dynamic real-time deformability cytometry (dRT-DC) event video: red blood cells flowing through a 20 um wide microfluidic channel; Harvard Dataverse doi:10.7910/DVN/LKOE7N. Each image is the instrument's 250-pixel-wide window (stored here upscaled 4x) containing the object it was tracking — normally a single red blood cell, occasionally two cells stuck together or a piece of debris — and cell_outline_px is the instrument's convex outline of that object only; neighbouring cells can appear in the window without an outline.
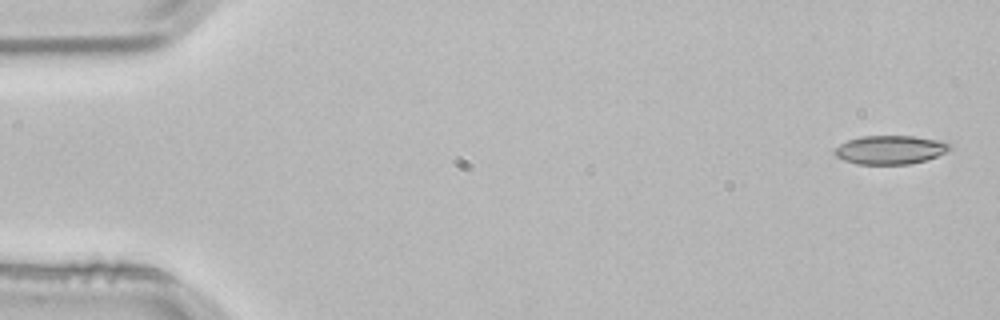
{"species": "common noctule bat (a hibernating species)", "species_latin": "Nyctalus noctula", "temperature_condition": "room temperature", "stored_images_in_passage": 5, "camera_frame_rate_fps": 3000, "um_per_image_px": 0.085, "animal": {"sex": "male", "body_mass_g": 21.5, "forearm_length_mm": 52.0}, "frame": {"image": 1, "passage_image": 1, "time_ms": 0.0, "image_size_px": [1000, 320], "cell_outline_px": [[952, 148], [936, 156], [924, 160], [908, 164], [856, 164], [844, 160], [836, 156], [832, 152], [840, 144], [848, 140], [860, 136], [912, 136], [936, 140], [952, 144]], "centroid_in_image_um": [75.63, 12.73], "position_along_channel_um": 9.4, "area_um2": 19.07}}
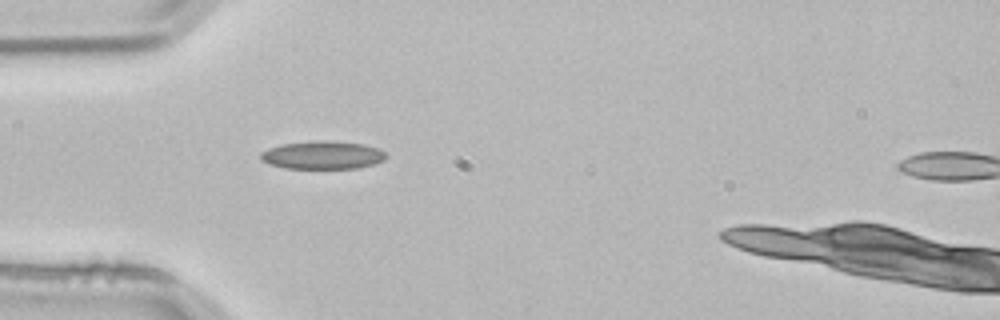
{"frame": {"image": 2, "passage_image": 4, "time_ms": 1.0, "image_size_px": [1000, 320], "cell_outline_px": [[388, 156], [384, 160], [360, 168], [284, 168], [268, 164], [260, 160], [260, 152], [268, 148], [280, 144], [312, 140], [324, 140], [364, 144], [380, 148]], "centroid_in_image_um": [27.39, 13.17], "position_along_channel_um": 57.6, "area_um2": 20.81}}